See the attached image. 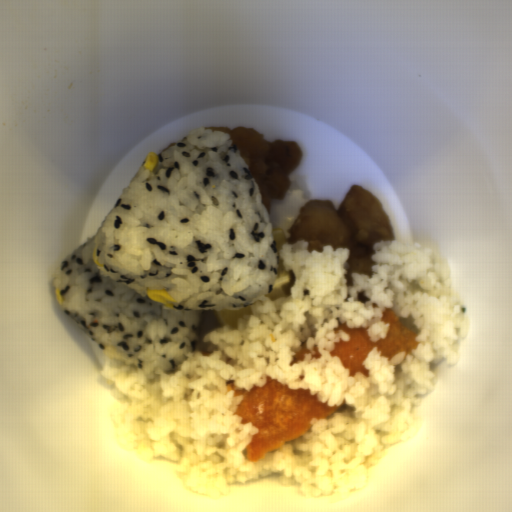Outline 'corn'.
<instances>
[{"mask_svg":"<svg viewBox=\"0 0 512 512\" xmlns=\"http://www.w3.org/2000/svg\"><path fill=\"white\" fill-rule=\"evenodd\" d=\"M146 295L151 302L158 303L167 309L176 307L177 301L172 294L162 289L146 290Z\"/></svg>","mask_w":512,"mask_h":512,"instance_id":"1","label":"corn"},{"mask_svg":"<svg viewBox=\"0 0 512 512\" xmlns=\"http://www.w3.org/2000/svg\"><path fill=\"white\" fill-rule=\"evenodd\" d=\"M158 163H159L158 154L156 152H151V153H148V155L143 163V166H144L145 170H147L148 172H152L157 167Z\"/></svg>","mask_w":512,"mask_h":512,"instance_id":"2","label":"corn"},{"mask_svg":"<svg viewBox=\"0 0 512 512\" xmlns=\"http://www.w3.org/2000/svg\"><path fill=\"white\" fill-rule=\"evenodd\" d=\"M97 253H98V245H95L93 248H92V252H91V257H92V262L94 265H96L97 267H104V264L100 263L98 258H97Z\"/></svg>","mask_w":512,"mask_h":512,"instance_id":"3","label":"corn"},{"mask_svg":"<svg viewBox=\"0 0 512 512\" xmlns=\"http://www.w3.org/2000/svg\"><path fill=\"white\" fill-rule=\"evenodd\" d=\"M54 294H55V298L56 300L58 301L59 304H62L63 302V297L58 289V287H54Z\"/></svg>","mask_w":512,"mask_h":512,"instance_id":"4","label":"corn"}]
</instances>
